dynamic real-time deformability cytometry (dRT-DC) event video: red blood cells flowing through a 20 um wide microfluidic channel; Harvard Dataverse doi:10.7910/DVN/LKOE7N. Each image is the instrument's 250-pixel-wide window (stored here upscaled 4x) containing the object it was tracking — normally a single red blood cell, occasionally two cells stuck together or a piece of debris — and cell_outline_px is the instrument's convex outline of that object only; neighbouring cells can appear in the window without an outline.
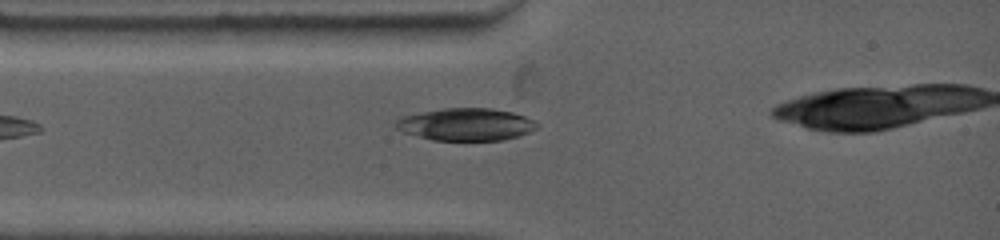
{"species": "common noctule bat (a hibernating species)", "species_latin": "Nyctalus noctula", "temperature_condition": "warm", "stored_images_in_passage": 2, "camera_frame_rate_fps": 4500, "um_per_image_px": 0.085, "animal": {"sex": "female", "body_mass_g": 19.0, "forearm_length_mm": 53.3}, "frame": {"image": 1, "passage_image": 2, "time_ms": 0.889, "image_size_px": [1000, 240], "cell_outline_px": [[540, 124], [536, 128], [528, 132], [504, 140], [432, 140], [404, 132], [396, 128], [392, 124], [396, 120], [404, 116], [444, 108], [492, 108], [512, 112], [536, 120]], "centroid_in_image_um": [39.63, 10.57], "position_along_channel_um": 45.4, "area_um2": 26.53}}